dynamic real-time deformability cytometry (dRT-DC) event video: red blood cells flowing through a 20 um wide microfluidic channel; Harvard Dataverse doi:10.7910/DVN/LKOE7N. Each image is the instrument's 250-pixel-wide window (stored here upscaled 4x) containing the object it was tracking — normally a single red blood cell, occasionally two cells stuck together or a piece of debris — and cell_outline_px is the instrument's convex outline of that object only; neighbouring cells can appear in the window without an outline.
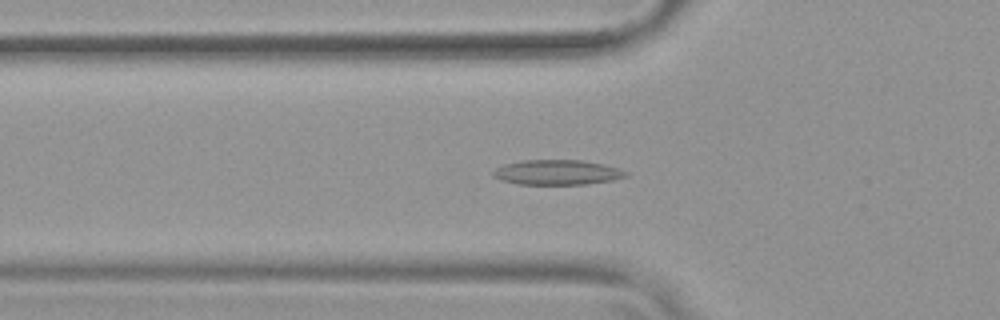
{"species": "common noctule bat (a hibernating species)", "species_latin": "Nyctalus noctula", "temperature_condition": "warm", "stored_images_in_passage": 54, "camera_frame_rate_fps": 3000, "um_per_image_px": 0.085, "animal": {"sex": "female", "body_mass_g": 19.9}, "frame": {"image": 1, "passage_image": 19, "time_ms": 6.0, "image_size_px": [1000, 320], "cell_outline_px": [[628, 176], [612, 180], [588, 184], [520, 184], [500, 180], [492, 176], [492, 172], [496, 168], [504, 164], [524, 160], [580, 160], [620, 168], [628, 172]], "centroid_in_image_um": [47.35, 14.65], "position_along_channel_um": 78.4, "area_um2": 19.25}}
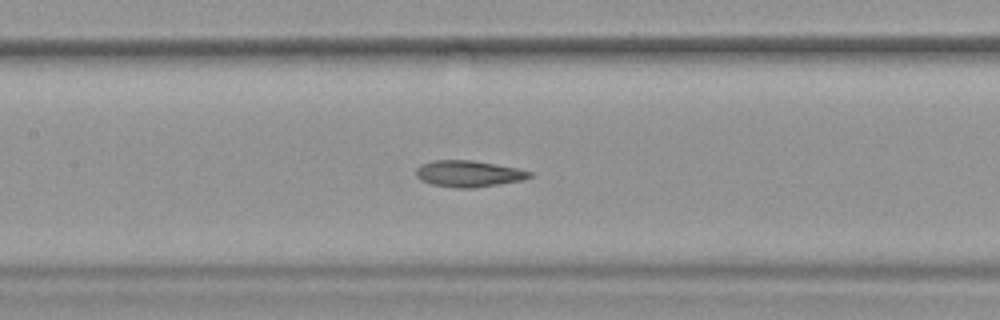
{"frame": {"image": 2, "passage_image": 26, "time_ms": 8.333, "image_size_px": [1000, 320], "cell_outline_px": [[532, 176], [524, 180], [472, 188], [456, 188], [432, 184], [420, 180], [416, 176], [416, 168], [420, 164], [432, 160], [472, 160], [496, 164], [516, 168], [532, 172]], "centroid_in_image_um": [39.8, 14.76], "position_along_channel_um": 167.6, "area_um2": 17.51}}
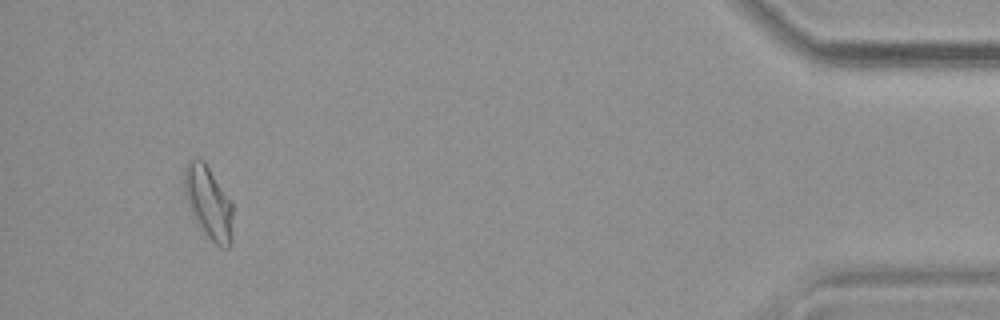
{"frame": {"image": 3, "passage_image": 51, "time_ms": 16.667, "image_size_px": [1000, 320], "cell_outline_px": [[232, 244], [228, 248], [220, 248], [204, 232], [192, 212], [188, 204], [184, 192], [184, 168], [188, 160], [204, 160], [232, 204]], "centroid_in_image_um": [17.73, 17.23], "position_along_channel_um": 417.5, "area_um2": 20.11}, "authors_computed_cell_mechanics": {"area_um2": 18.4093, "velocity_mm_per_s": 3.7971, "shape_relaxation_time_tau1_ms": 6.8546, "shape_relaxation_time_tau2_ms": 2.5837, "deformation_change_tau1": 0.182, "deformation_change_tau2": 0.0908}}